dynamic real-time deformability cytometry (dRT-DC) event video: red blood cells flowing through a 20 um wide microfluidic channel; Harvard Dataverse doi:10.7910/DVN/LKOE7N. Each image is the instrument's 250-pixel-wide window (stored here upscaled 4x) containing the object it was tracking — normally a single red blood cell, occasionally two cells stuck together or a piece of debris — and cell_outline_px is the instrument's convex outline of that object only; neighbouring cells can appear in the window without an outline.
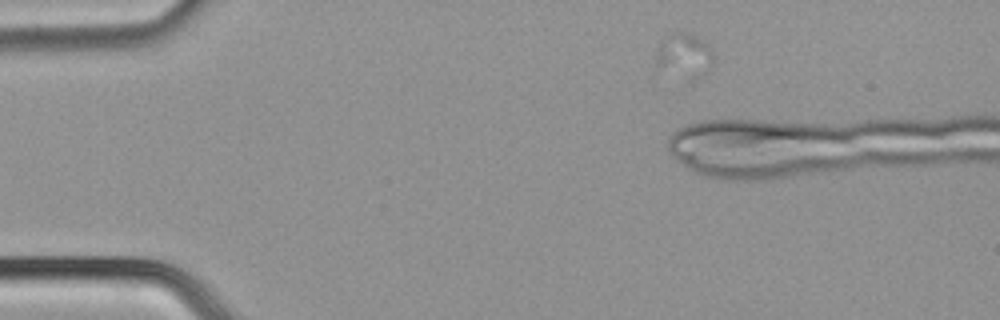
{"species": "common noctule bat (a hibernating species)", "species_latin": "Nyctalus noctula", "temperature_condition": "cold", "stored_images_in_passage": 9, "camera_frame_rate_fps": 3000, "um_per_image_px": 0.085, "animal": {"sex": "male", "body_mass_g": 21.5, "forearm_length_mm": 52.0}, "frame": {"image": 1, "passage_image": 6, "time_ms": 1.667, "image_size_px": [1000, 320], "cell_outline_px": [[716, 56], [708, 72], [692, 80], [688, 80], [656, 64], [656, 56], [660, 40], [664, 36], [672, 32], [692, 32], [708, 44], [712, 48]], "centroid_in_image_um": [58.23, 4.67], "position_along_channel_um": 26.8, "area_um2": 15.14}}